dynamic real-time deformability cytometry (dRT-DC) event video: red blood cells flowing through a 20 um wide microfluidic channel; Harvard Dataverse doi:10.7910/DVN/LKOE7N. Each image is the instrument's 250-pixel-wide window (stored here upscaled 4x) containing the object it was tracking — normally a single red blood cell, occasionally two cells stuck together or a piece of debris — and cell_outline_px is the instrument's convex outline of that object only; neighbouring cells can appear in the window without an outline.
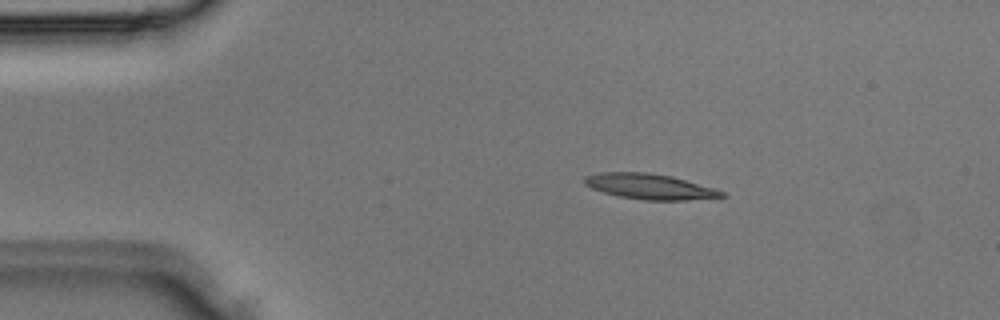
{"species": "Egyptian fruit bat (a non-hibernating species)", "species_latin": "Rousettus aegyptiacus", "temperature_condition": "room temperature", "stored_images_in_passage": 3, "camera_frame_rate_fps": 3000, "um_per_image_px": 0.085, "animal": {"sex": "male"}, "frame": {"image": 1, "passage_image": 2, "time_ms": 0.333, "image_size_px": [1000, 320], "cell_outline_px": [[728, 196], [688, 200], [644, 200], [620, 196], [604, 192], [592, 188], [584, 184], [584, 176], [600, 172], [648, 172], [672, 176], [712, 188], [724, 192]], "centroid_in_image_um": [55.2, 15.85], "position_along_channel_um": 29.8, "area_um2": 20.17}}